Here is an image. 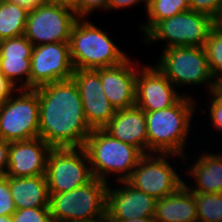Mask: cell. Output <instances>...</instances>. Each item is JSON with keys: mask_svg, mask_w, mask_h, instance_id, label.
<instances>
[{"mask_svg": "<svg viewBox=\"0 0 222 222\" xmlns=\"http://www.w3.org/2000/svg\"><path fill=\"white\" fill-rule=\"evenodd\" d=\"M39 100V138L52 148L84 147L93 130L73 78L35 88Z\"/></svg>", "mask_w": 222, "mask_h": 222, "instance_id": "6da1fadb", "label": "cell"}, {"mask_svg": "<svg viewBox=\"0 0 222 222\" xmlns=\"http://www.w3.org/2000/svg\"><path fill=\"white\" fill-rule=\"evenodd\" d=\"M184 95L175 105L156 111H145L148 154H176L186 157L185 145L191 134L197 102ZM192 119V120H191Z\"/></svg>", "mask_w": 222, "mask_h": 222, "instance_id": "7a4b0ae2", "label": "cell"}, {"mask_svg": "<svg viewBox=\"0 0 222 222\" xmlns=\"http://www.w3.org/2000/svg\"><path fill=\"white\" fill-rule=\"evenodd\" d=\"M84 148L93 177L106 183H110L112 173L116 182L126 181L144 155L137 147L111 137L103 129H93Z\"/></svg>", "mask_w": 222, "mask_h": 222, "instance_id": "3957f363", "label": "cell"}, {"mask_svg": "<svg viewBox=\"0 0 222 222\" xmlns=\"http://www.w3.org/2000/svg\"><path fill=\"white\" fill-rule=\"evenodd\" d=\"M86 17H79L71 30L70 57L74 69H98L121 64L125 51Z\"/></svg>", "mask_w": 222, "mask_h": 222, "instance_id": "277c9868", "label": "cell"}, {"mask_svg": "<svg viewBox=\"0 0 222 222\" xmlns=\"http://www.w3.org/2000/svg\"><path fill=\"white\" fill-rule=\"evenodd\" d=\"M109 183L93 178L89 183L62 193H49L52 221L105 222Z\"/></svg>", "mask_w": 222, "mask_h": 222, "instance_id": "5b68a950", "label": "cell"}, {"mask_svg": "<svg viewBox=\"0 0 222 222\" xmlns=\"http://www.w3.org/2000/svg\"><path fill=\"white\" fill-rule=\"evenodd\" d=\"M158 59L155 65L176 88L206 85L209 93L215 91L216 78L210 71L204 47L163 49Z\"/></svg>", "mask_w": 222, "mask_h": 222, "instance_id": "8992f818", "label": "cell"}, {"mask_svg": "<svg viewBox=\"0 0 222 222\" xmlns=\"http://www.w3.org/2000/svg\"><path fill=\"white\" fill-rule=\"evenodd\" d=\"M215 19L192 10L180 12L170 18L159 21L146 35L143 41L149 44L156 41L166 42L163 49L173 47H204Z\"/></svg>", "mask_w": 222, "mask_h": 222, "instance_id": "52a82bcc", "label": "cell"}, {"mask_svg": "<svg viewBox=\"0 0 222 222\" xmlns=\"http://www.w3.org/2000/svg\"><path fill=\"white\" fill-rule=\"evenodd\" d=\"M37 137L38 92L36 89H17V93L14 92L0 104V138L13 142Z\"/></svg>", "mask_w": 222, "mask_h": 222, "instance_id": "ba28073f", "label": "cell"}, {"mask_svg": "<svg viewBox=\"0 0 222 222\" xmlns=\"http://www.w3.org/2000/svg\"><path fill=\"white\" fill-rule=\"evenodd\" d=\"M78 18L73 7L48 0L28 12L24 36L33 46L69 42Z\"/></svg>", "mask_w": 222, "mask_h": 222, "instance_id": "9c48e42d", "label": "cell"}, {"mask_svg": "<svg viewBox=\"0 0 222 222\" xmlns=\"http://www.w3.org/2000/svg\"><path fill=\"white\" fill-rule=\"evenodd\" d=\"M174 157H180L183 161L188 159L176 154H144L126 181L156 200L164 198L185 182L168 161Z\"/></svg>", "mask_w": 222, "mask_h": 222, "instance_id": "30bf717a", "label": "cell"}, {"mask_svg": "<svg viewBox=\"0 0 222 222\" xmlns=\"http://www.w3.org/2000/svg\"><path fill=\"white\" fill-rule=\"evenodd\" d=\"M45 175L49 193L71 191L94 178L84 147L53 148L48 156Z\"/></svg>", "mask_w": 222, "mask_h": 222, "instance_id": "8fae6325", "label": "cell"}, {"mask_svg": "<svg viewBox=\"0 0 222 222\" xmlns=\"http://www.w3.org/2000/svg\"><path fill=\"white\" fill-rule=\"evenodd\" d=\"M74 67L69 42L33 46L31 54L30 89L71 79Z\"/></svg>", "mask_w": 222, "mask_h": 222, "instance_id": "7c38bea8", "label": "cell"}, {"mask_svg": "<svg viewBox=\"0 0 222 222\" xmlns=\"http://www.w3.org/2000/svg\"><path fill=\"white\" fill-rule=\"evenodd\" d=\"M136 76L135 106L156 111L175 105L184 95L154 64L140 66Z\"/></svg>", "mask_w": 222, "mask_h": 222, "instance_id": "4fadbf2b", "label": "cell"}, {"mask_svg": "<svg viewBox=\"0 0 222 222\" xmlns=\"http://www.w3.org/2000/svg\"><path fill=\"white\" fill-rule=\"evenodd\" d=\"M76 83L86 121L92 129H102L115 115V108L109 102L101 84L98 69H74Z\"/></svg>", "mask_w": 222, "mask_h": 222, "instance_id": "5bb4252c", "label": "cell"}, {"mask_svg": "<svg viewBox=\"0 0 222 222\" xmlns=\"http://www.w3.org/2000/svg\"><path fill=\"white\" fill-rule=\"evenodd\" d=\"M112 189L107 188L106 220L121 222L129 219L155 216L156 199L131 186L127 181H118ZM118 186V187H117Z\"/></svg>", "mask_w": 222, "mask_h": 222, "instance_id": "9a60e30c", "label": "cell"}, {"mask_svg": "<svg viewBox=\"0 0 222 222\" xmlns=\"http://www.w3.org/2000/svg\"><path fill=\"white\" fill-rule=\"evenodd\" d=\"M53 148L41 138L10 142L7 177L45 175L48 156Z\"/></svg>", "mask_w": 222, "mask_h": 222, "instance_id": "2e32d148", "label": "cell"}, {"mask_svg": "<svg viewBox=\"0 0 222 222\" xmlns=\"http://www.w3.org/2000/svg\"><path fill=\"white\" fill-rule=\"evenodd\" d=\"M134 64L128 57L119 65L99 68L104 94L115 110L135 106L136 76L139 70L136 66L139 64Z\"/></svg>", "mask_w": 222, "mask_h": 222, "instance_id": "e0dca14e", "label": "cell"}, {"mask_svg": "<svg viewBox=\"0 0 222 222\" xmlns=\"http://www.w3.org/2000/svg\"><path fill=\"white\" fill-rule=\"evenodd\" d=\"M111 137L137 147L148 154L145 111L137 106L116 110L113 118L102 128Z\"/></svg>", "mask_w": 222, "mask_h": 222, "instance_id": "ac0fdd59", "label": "cell"}, {"mask_svg": "<svg viewBox=\"0 0 222 222\" xmlns=\"http://www.w3.org/2000/svg\"><path fill=\"white\" fill-rule=\"evenodd\" d=\"M195 158L196 162L190 164V167L188 165L186 168L188 174L185 173L186 176H191L189 179L195 181L193 187L189 182L188 184L184 182L189 190L200 193H222V152L216 154L206 151Z\"/></svg>", "mask_w": 222, "mask_h": 222, "instance_id": "d6986e66", "label": "cell"}, {"mask_svg": "<svg viewBox=\"0 0 222 222\" xmlns=\"http://www.w3.org/2000/svg\"><path fill=\"white\" fill-rule=\"evenodd\" d=\"M156 222H198L196 202L184 183L176 191L156 200Z\"/></svg>", "mask_w": 222, "mask_h": 222, "instance_id": "ffe728a7", "label": "cell"}, {"mask_svg": "<svg viewBox=\"0 0 222 222\" xmlns=\"http://www.w3.org/2000/svg\"><path fill=\"white\" fill-rule=\"evenodd\" d=\"M8 179L16 210L49 207L50 194L46 175Z\"/></svg>", "mask_w": 222, "mask_h": 222, "instance_id": "44dd1931", "label": "cell"}, {"mask_svg": "<svg viewBox=\"0 0 222 222\" xmlns=\"http://www.w3.org/2000/svg\"><path fill=\"white\" fill-rule=\"evenodd\" d=\"M190 10L189 0H147L146 22L140 23V32L147 34L159 21Z\"/></svg>", "mask_w": 222, "mask_h": 222, "instance_id": "7402d4cb", "label": "cell"}, {"mask_svg": "<svg viewBox=\"0 0 222 222\" xmlns=\"http://www.w3.org/2000/svg\"><path fill=\"white\" fill-rule=\"evenodd\" d=\"M28 11L9 0L0 5V40L24 35Z\"/></svg>", "mask_w": 222, "mask_h": 222, "instance_id": "603a6c76", "label": "cell"}, {"mask_svg": "<svg viewBox=\"0 0 222 222\" xmlns=\"http://www.w3.org/2000/svg\"><path fill=\"white\" fill-rule=\"evenodd\" d=\"M0 72L17 89H30L31 58H0Z\"/></svg>", "mask_w": 222, "mask_h": 222, "instance_id": "cb8c5ba5", "label": "cell"}, {"mask_svg": "<svg viewBox=\"0 0 222 222\" xmlns=\"http://www.w3.org/2000/svg\"><path fill=\"white\" fill-rule=\"evenodd\" d=\"M198 222H222V193L193 192Z\"/></svg>", "mask_w": 222, "mask_h": 222, "instance_id": "d4e9b609", "label": "cell"}, {"mask_svg": "<svg viewBox=\"0 0 222 222\" xmlns=\"http://www.w3.org/2000/svg\"><path fill=\"white\" fill-rule=\"evenodd\" d=\"M208 65L212 75L218 78L222 74V28L214 25L205 42Z\"/></svg>", "mask_w": 222, "mask_h": 222, "instance_id": "484cf974", "label": "cell"}, {"mask_svg": "<svg viewBox=\"0 0 222 222\" xmlns=\"http://www.w3.org/2000/svg\"><path fill=\"white\" fill-rule=\"evenodd\" d=\"M33 44L24 36L0 40V58H31Z\"/></svg>", "mask_w": 222, "mask_h": 222, "instance_id": "4316f807", "label": "cell"}, {"mask_svg": "<svg viewBox=\"0 0 222 222\" xmlns=\"http://www.w3.org/2000/svg\"><path fill=\"white\" fill-rule=\"evenodd\" d=\"M11 217L13 222H52L49 207L16 210Z\"/></svg>", "mask_w": 222, "mask_h": 222, "instance_id": "83f0119b", "label": "cell"}, {"mask_svg": "<svg viewBox=\"0 0 222 222\" xmlns=\"http://www.w3.org/2000/svg\"><path fill=\"white\" fill-rule=\"evenodd\" d=\"M16 211L10 193L9 179L6 175L0 176V216H12Z\"/></svg>", "mask_w": 222, "mask_h": 222, "instance_id": "f1b7e54d", "label": "cell"}, {"mask_svg": "<svg viewBox=\"0 0 222 222\" xmlns=\"http://www.w3.org/2000/svg\"><path fill=\"white\" fill-rule=\"evenodd\" d=\"M190 10L205 13L216 19L222 9V0H189Z\"/></svg>", "mask_w": 222, "mask_h": 222, "instance_id": "f546056e", "label": "cell"}, {"mask_svg": "<svg viewBox=\"0 0 222 222\" xmlns=\"http://www.w3.org/2000/svg\"><path fill=\"white\" fill-rule=\"evenodd\" d=\"M210 104L209 116L210 123L219 133L222 132V98L215 92L209 94ZM212 95V97H211ZM212 99V100H211Z\"/></svg>", "mask_w": 222, "mask_h": 222, "instance_id": "4dcf8cb0", "label": "cell"}, {"mask_svg": "<svg viewBox=\"0 0 222 222\" xmlns=\"http://www.w3.org/2000/svg\"><path fill=\"white\" fill-rule=\"evenodd\" d=\"M108 0H78V2L73 6L78 17H88L95 10L100 11V9L107 10Z\"/></svg>", "mask_w": 222, "mask_h": 222, "instance_id": "1f68e13d", "label": "cell"}, {"mask_svg": "<svg viewBox=\"0 0 222 222\" xmlns=\"http://www.w3.org/2000/svg\"><path fill=\"white\" fill-rule=\"evenodd\" d=\"M139 3H144L145 11L147 7V0H108L107 1V11L121 10L122 8H130L132 6H137ZM137 4V5H136Z\"/></svg>", "mask_w": 222, "mask_h": 222, "instance_id": "d6a6232c", "label": "cell"}, {"mask_svg": "<svg viewBox=\"0 0 222 222\" xmlns=\"http://www.w3.org/2000/svg\"><path fill=\"white\" fill-rule=\"evenodd\" d=\"M15 91H17L15 85L0 72V104Z\"/></svg>", "mask_w": 222, "mask_h": 222, "instance_id": "836d02e7", "label": "cell"}, {"mask_svg": "<svg viewBox=\"0 0 222 222\" xmlns=\"http://www.w3.org/2000/svg\"><path fill=\"white\" fill-rule=\"evenodd\" d=\"M10 142L0 138V176H4L8 171V149Z\"/></svg>", "mask_w": 222, "mask_h": 222, "instance_id": "e575fe53", "label": "cell"}, {"mask_svg": "<svg viewBox=\"0 0 222 222\" xmlns=\"http://www.w3.org/2000/svg\"><path fill=\"white\" fill-rule=\"evenodd\" d=\"M19 7L25 8L28 12L37 9L45 4L48 0H9Z\"/></svg>", "mask_w": 222, "mask_h": 222, "instance_id": "d590c367", "label": "cell"}, {"mask_svg": "<svg viewBox=\"0 0 222 222\" xmlns=\"http://www.w3.org/2000/svg\"><path fill=\"white\" fill-rule=\"evenodd\" d=\"M215 93H217L222 98V74L216 78Z\"/></svg>", "mask_w": 222, "mask_h": 222, "instance_id": "8d00e7d4", "label": "cell"}, {"mask_svg": "<svg viewBox=\"0 0 222 222\" xmlns=\"http://www.w3.org/2000/svg\"><path fill=\"white\" fill-rule=\"evenodd\" d=\"M121 222H156V221L154 217H146V218L129 219Z\"/></svg>", "mask_w": 222, "mask_h": 222, "instance_id": "74e56055", "label": "cell"}, {"mask_svg": "<svg viewBox=\"0 0 222 222\" xmlns=\"http://www.w3.org/2000/svg\"><path fill=\"white\" fill-rule=\"evenodd\" d=\"M50 1L66 4L71 7H73L78 2V0H50Z\"/></svg>", "mask_w": 222, "mask_h": 222, "instance_id": "f35d334b", "label": "cell"}, {"mask_svg": "<svg viewBox=\"0 0 222 222\" xmlns=\"http://www.w3.org/2000/svg\"><path fill=\"white\" fill-rule=\"evenodd\" d=\"M215 25H217L219 28H222V9L218 17L215 19Z\"/></svg>", "mask_w": 222, "mask_h": 222, "instance_id": "ab89813d", "label": "cell"}, {"mask_svg": "<svg viewBox=\"0 0 222 222\" xmlns=\"http://www.w3.org/2000/svg\"><path fill=\"white\" fill-rule=\"evenodd\" d=\"M0 222H13L11 216H0Z\"/></svg>", "mask_w": 222, "mask_h": 222, "instance_id": "60d3db41", "label": "cell"}, {"mask_svg": "<svg viewBox=\"0 0 222 222\" xmlns=\"http://www.w3.org/2000/svg\"><path fill=\"white\" fill-rule=\"evenodd\" d=\"M52 222H84V221H76V220H57Z\"/></svg>", "mask_w": 222, "mask_h": 222, "instance_id": "b9f144b4", "label": "cell"}]
</instances>
